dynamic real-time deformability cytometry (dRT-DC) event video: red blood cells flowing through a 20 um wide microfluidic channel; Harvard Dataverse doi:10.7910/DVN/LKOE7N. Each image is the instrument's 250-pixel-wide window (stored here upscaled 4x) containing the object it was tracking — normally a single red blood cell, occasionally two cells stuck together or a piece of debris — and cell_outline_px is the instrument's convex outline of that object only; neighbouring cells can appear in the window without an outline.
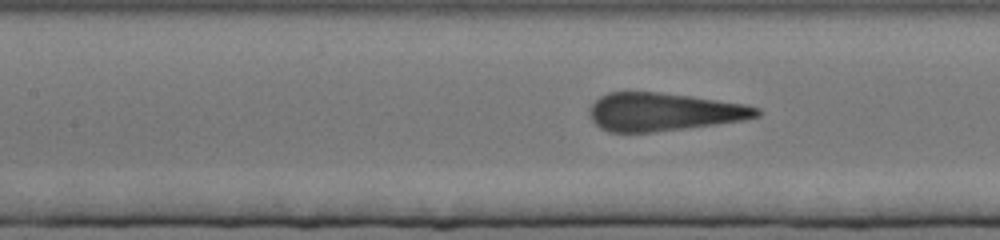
{"species": "human", "species_latin": "Homo sapiens", "temperature_condition": "cold", "stored_images_in_passage": 128, "camera_frame_rate_fps": 3000, "um_per_image_px": 0.085, "donor": {"sex": "female"}, "frame": {"image": 1, "passage_image": 68, "time_ms": 22.333, "image_size_px": [1000, 240], "cell_outline_px": [[764, 112], [760, 116], [744, 120], [716, 124], [652, 132], [608, 132], [600, 128], [592, 120], [588, 112], [588, 108], [600, 96], [608, 92], [656, 92], [692, 96], [744, 104], [760, 108]], "centroid_in_image_um": [56.41, 9.51], "position_along_channel_um": 151.0, "area_um2": 37.17}}
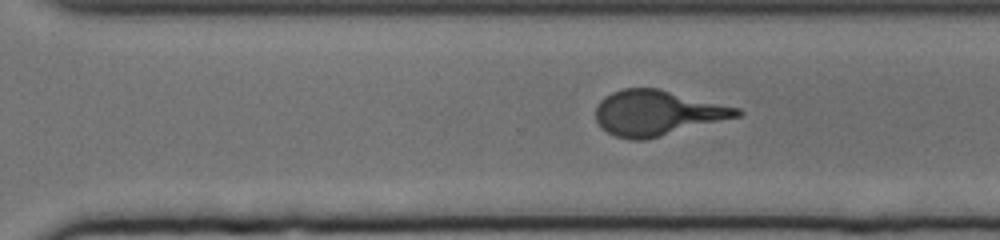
{"frame": {"image": 2, "passage_image": 111, "time_ms": 36.667, "image_size_px": [1000, 240], "cell_outline_px": [[744, 112], [740, 116], [644, 140], [632, 140], [616, 136], [608, 132], [596, 120], [596, 108], [600, 100], [604, 96], [612, 92], [624, 88], [660, 88], [740, 108]], "centroid_in_image_um": [55.88, 9.58], "position_along_channel_um": 314.7, "area_um2": 37.05}}
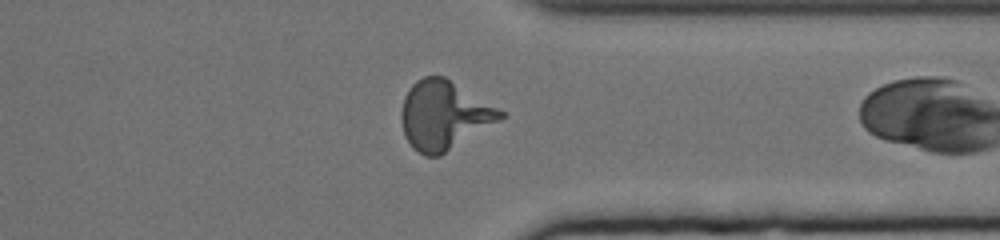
{"frame": {"image": 3, "passage_image": 127, "time_ms": 42.0, "image_size_px": [1000, 240], "cell_outline_px": [[504, 116], [500, 120], [440, 156], [424, 156], [412, 148], [404, 136], [400, 120], [400, 112], [404, 96], [412, 84], [416, 80], [424, 76], [444, 76], [500, 108], [504, 112]], "centroid_in_image_um": [37.7, 9.79], "position_along_channel_um": 373.7, "area_um2": 39.88}}